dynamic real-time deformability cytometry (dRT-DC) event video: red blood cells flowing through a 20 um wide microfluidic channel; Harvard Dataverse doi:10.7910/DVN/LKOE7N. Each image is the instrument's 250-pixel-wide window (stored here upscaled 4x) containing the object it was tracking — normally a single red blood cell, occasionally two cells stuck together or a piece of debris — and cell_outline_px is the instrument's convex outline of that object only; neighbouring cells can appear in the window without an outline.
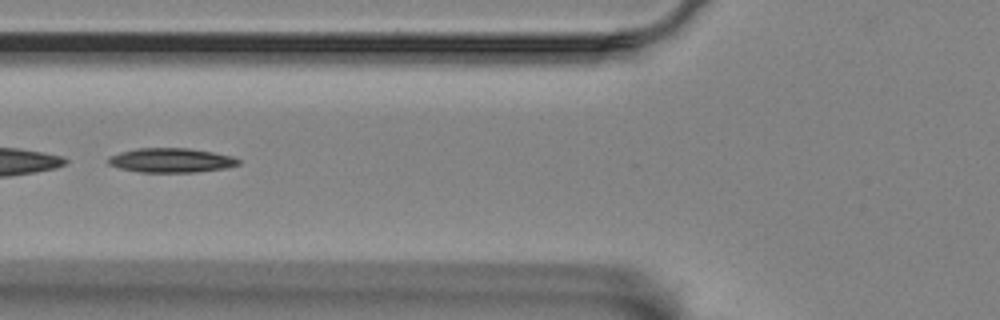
{"species": "Egyptian fruit bat (a non-hibernating species)", "species_latin": "Rousettus aegyptiacus", "temperature_condition": "room temperature", "stored_images_in_passage": 51, "segment_of_instrument_passage": [2, 2], "camera_frame_rate_fps": 3000, "um_per_image_px": 0.085, "animal": {"sex": "female"}, "frame": {"image": 1, "passage_image": 16, "time_ms": 5.0, "image_size_px": [1000, 320], "cell_outline_px": [[240, 164], [224, 168], [196, 172], [140, 172], [120, 168], [108, 164], [108, 156], [120, 152], [136, 148], [188, 148], [212, 152], [232, 156], [240, 160]], "centroid_in_image_um": [14.52, 13.62], "position_along_channel_um": 111.3, "area_um2": 18.44}}
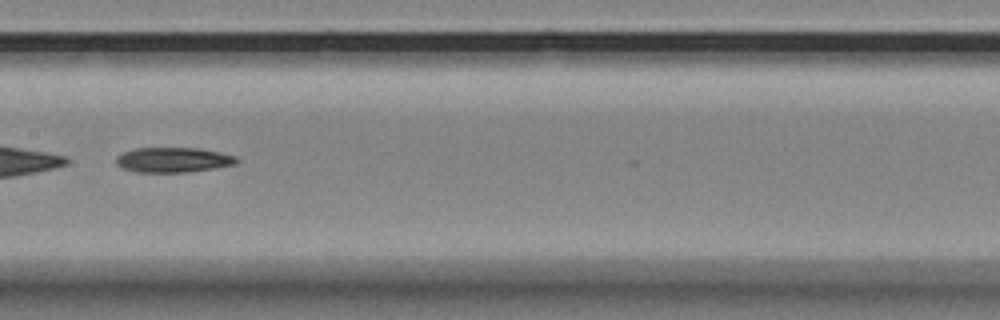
{"frame": {"image": 2, "passage_image": 23, "time_ms": 7.333, "image_size_px": [1000, 320], "cell_outline_px": [[240, 160], [236, 164], [216, 168], [188, 172], [136, 172], [124, 168], [116, 164], [116, 156], [124, 152], [136, 148], [200, 148], [220, 152], [236, 156]], "centroid_in_image_um": [14.76, 13.59], "position_along_channel_um": 192.6, "area_um2": 17.63}}
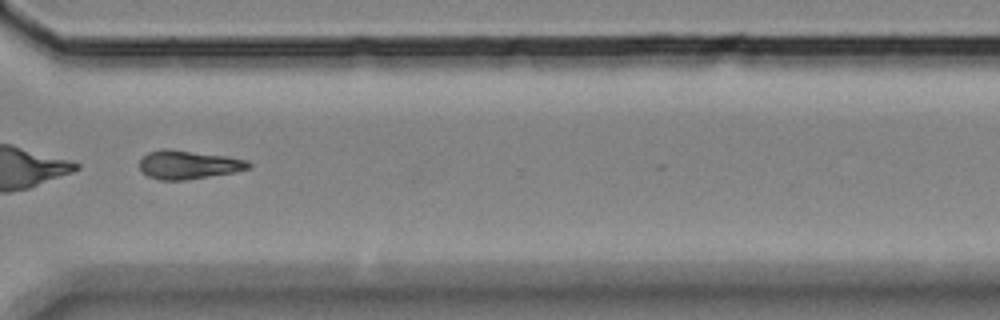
{"frame": {"image": 3, "passage_image": 37, "time_ms": 12.0, "image_size_px": [1000, 320], "cell_outline_px": [[252, 164], [248, 168], [236, 172], [184, 180], [160, 180], [148, 176], [140, 168], [140, 160], [148, 152], [160, 148], [168, 148], [228, 156], [248, 160]], "centroid_in_image_um": [16.02, 13.98], "position_along_channel_um": 354.6, "area_um2": 18.26}}